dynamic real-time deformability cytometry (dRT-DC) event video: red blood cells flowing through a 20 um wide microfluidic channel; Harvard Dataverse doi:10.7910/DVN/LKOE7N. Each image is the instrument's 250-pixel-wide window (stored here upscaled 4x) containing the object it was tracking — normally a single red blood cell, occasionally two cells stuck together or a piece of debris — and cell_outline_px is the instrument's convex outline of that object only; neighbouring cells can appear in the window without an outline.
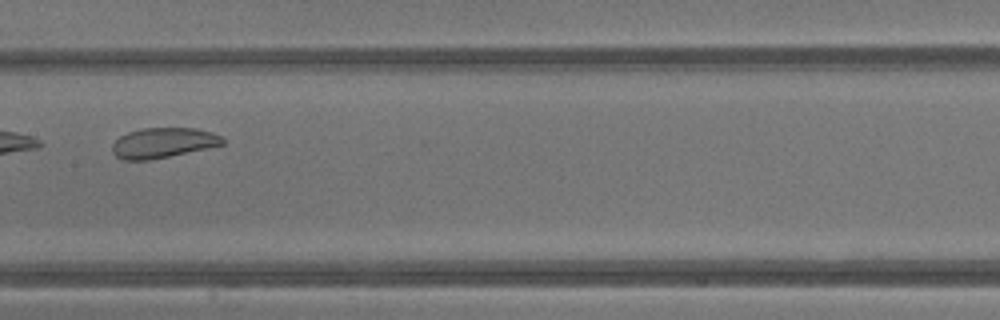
{"species": "common noctule bat (a hibernating species)", "species_latin": "Nyctalus noctula", "temperature_condition": "warm", "stored_images_in_passage": 23, "camera_frame_rate_fps": 3000, "um_per_image_px": 0.085, "animal": {"sex": "male", "body_mass_g": 13.3}, "frame": {"image": 1, "passage_image": 17, "time_ms": 5.333, "image_size_px": [1000, 320], "cell_outline_px": [[224, 144], [168, 156], [148, 160], [120, 160], [112, 152], [112, 144], [120, 136], [128, 132], [144, 128], [196, 128], [212, 132], [220, 136], [224, 140]], "centroid_in_image_um": [13.82, 12.13], "position_along_channel_um": 193.6, "area_um2": 19.19}}